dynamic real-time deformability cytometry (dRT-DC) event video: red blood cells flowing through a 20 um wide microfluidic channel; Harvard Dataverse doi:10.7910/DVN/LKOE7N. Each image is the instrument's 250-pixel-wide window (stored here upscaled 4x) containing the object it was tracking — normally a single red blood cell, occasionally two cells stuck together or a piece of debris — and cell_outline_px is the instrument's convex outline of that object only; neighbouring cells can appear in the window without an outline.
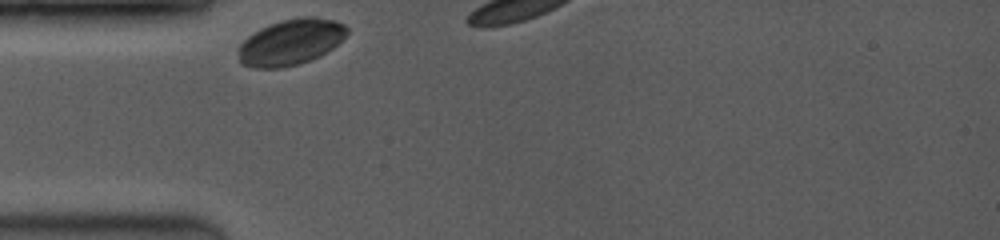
{"species": "common noctule bat (a hibernating species)", "species_latin": "Nyctalus noctula", "temperature_condition": "room temperature", "stored_images_in_passage": 6, "camera_frame_rate_fps": 3500, "um_per_image_px": 0.085, "animal": {"sex": "female", "body_mass_g": 19.0, "forearm_length_mm": 53.3}, "frame": {"image": 1, "passage_image": 1, "time_ms": 0.0, "image_size_px": [1000, 240], "cell_outline_px": [[348, 32], [332, 48], [320, 56], [296, 64], [280, 68], [252, 68], [240, 64], [240, 44], [248, 36], [260, 28], [268, 24], [280, 20], [300, 16], [312, 16], [332, 20], [344, 24], [348, 28]], "centroid_in_image_um": [24.69, 3.56], "position_along_channel_um": 60.3, "area_um2": 28.9}}